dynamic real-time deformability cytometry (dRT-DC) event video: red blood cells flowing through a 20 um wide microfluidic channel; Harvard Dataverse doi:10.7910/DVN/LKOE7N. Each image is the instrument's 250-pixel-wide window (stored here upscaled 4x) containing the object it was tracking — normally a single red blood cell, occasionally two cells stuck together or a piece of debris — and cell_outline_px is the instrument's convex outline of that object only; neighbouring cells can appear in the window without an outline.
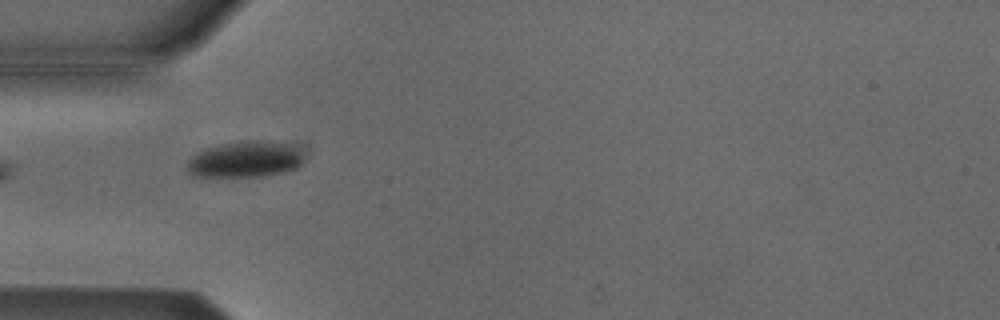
{"species": "Egyptian fruit bat (a non-hibernating species)", "species_latin": "Rousettus aegyptiacus", "temperature_condition": "cold", "stored_images_in_passage": 3, "camera_frame_rate_fps": 3000, "um_per_image_px": 0.085, "animal": {"sex": "male"}, "frame": {"image": 1, "passage_image": 1, "time_ms": 0.0, "image_size_px": [1000, 320], "cell_outline_px": [[300, 164], [296, 168], [280, 172], [260, 176], [192, 176], [188, 172], [184, 164], [196, 152], [204, 148], [220, 144], [248, 140], [260, 140], [292, 144], [300, 152]], "centroid_in_image_um": [20.74, 13.53], "position_along_channel_um": 64.3, "area_um2": 24.45}}